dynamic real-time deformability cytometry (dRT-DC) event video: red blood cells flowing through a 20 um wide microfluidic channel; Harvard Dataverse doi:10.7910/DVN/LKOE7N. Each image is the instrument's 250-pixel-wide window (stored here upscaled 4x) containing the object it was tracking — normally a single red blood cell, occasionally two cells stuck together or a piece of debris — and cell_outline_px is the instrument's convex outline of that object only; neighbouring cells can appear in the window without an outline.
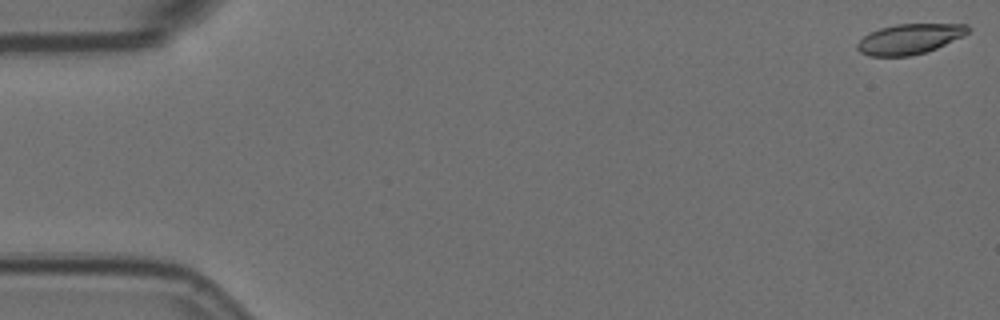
{"species": "Egyptian fruit bat (a non-hibernating species)", "species_latin": "Rousettus aegyptiacus", "temperature_condition": "room temperature", "stored_images_in_passage": 57, "camera_frame_rate_fps": 3000, "um_per_image_px": 0.085, "animal": {"sex": "female"}, "frame": {"image": 1, "passage_image": 1, "time_ms": 0.0, "image_size_px": [1000, 320], "cell_outline_px": [[972, 28], [964, 36], [936, 48], [924, 52], [908, 56], [868, 56], [860, 52], [856, 48], [856, 44], [868, 32], [880, 28], [896, 24], [968, 24]], "centroid_in_image_um": [77.31, 3.3], "position_along_channel_um": 7.7, "area_um2": 19.54}}
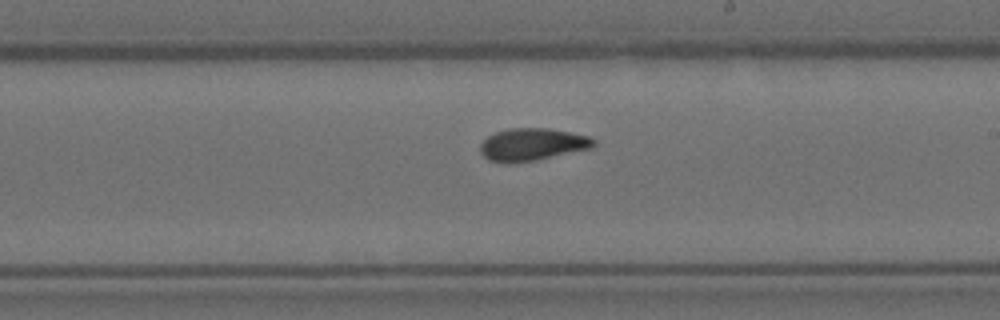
{"frame": {"image": 2, "passage_image": 33, "time_ms": 10.667, "image_size_px": [1000, 320], "cell_outline_px": [[596, 144], [592, 148], [536, 160], [488, 160], [480, 152], [480, 144], [488, 136], [496, 132], [512, 128], [548, 128], [588, 136], [596, 140]], "centroid_in_image_um": [45.29, 12.24], "position_along_channel_um": 243.7, "area_um2": 20.75}}
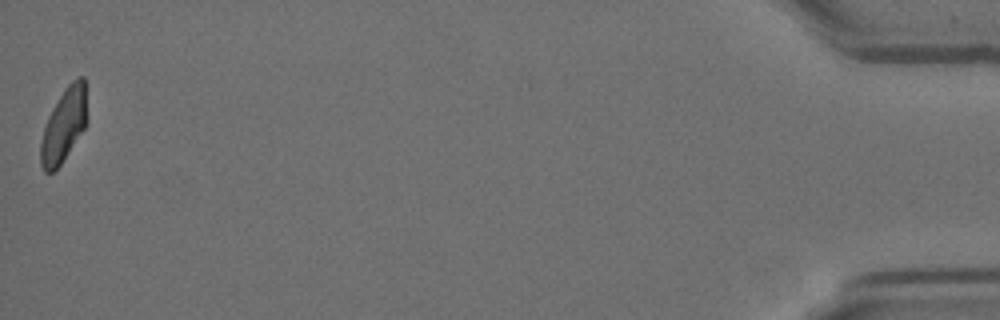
{"frame": {"image": 3, "passage_image": 57, "time_ms": 18.667, "image_size_px": [1000, 320], "cell_outline_px": [[88, 120], [84, 128], [60, 164], [52, 172], [44, 172], [40, 164], [40, 144], [44, 128], [48, 116], [64, 88], [72, 80], [80, 76], [84, 76]], "centroid_in_image_um": [5.43, 10.6], "position_along_channel_um": 429.8, "area_um2": 19.77}, "authors_computed_cell_mechanics": {"area_um2": 20.6346, "velocity_mm_per_s": 3.5549, "shape_relaxation_time_tau1_ms": 8.9802, "shape_relaxation_time_tau2_ms": 2.5781, "deformation_change_tau1": 0.1968, "deformation_change_tau2": 0.0654}}